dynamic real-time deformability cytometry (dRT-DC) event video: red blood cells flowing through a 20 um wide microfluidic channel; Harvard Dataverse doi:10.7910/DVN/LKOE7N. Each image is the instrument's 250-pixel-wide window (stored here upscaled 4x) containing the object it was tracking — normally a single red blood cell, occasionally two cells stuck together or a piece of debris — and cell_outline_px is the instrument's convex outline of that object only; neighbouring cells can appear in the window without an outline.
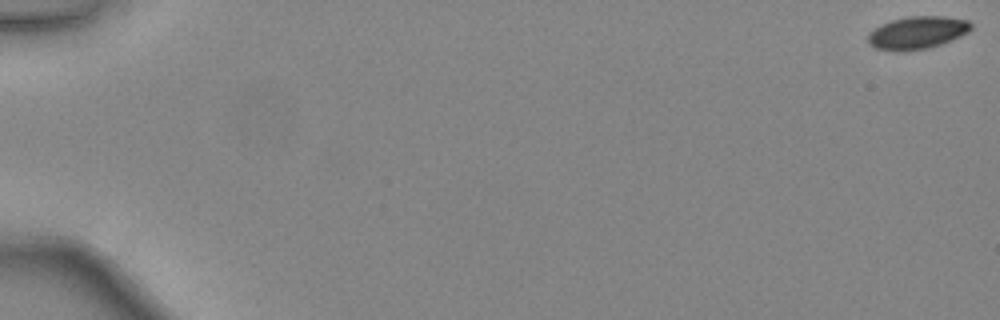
{"species": "common noctule bat (a hibernating species)", "species_latin": "Nyctalus noctula", "temperature_condition": "warm", "stored_images_in_passage": 48, "camera_frame_rate_fps": 3000, "um_per_image_px": 0.085, "animal": {"sex": "female", "body_mass_g": 24.6, "forearm_length_mm": 56.2}, "frame": {"image": 1, "passage_image": 1, "time_ms": 0.0, "image_size_px": [1000, 320], "cell_outline_px": [[972, 28], [968, 32], [960, 36], [940, 44], [928, 48], [900, 52], [896, 52], [876, 48], [868, 44], [868, 32], [880, 24], [892, 20], [908, 16], [944, 16], [968, 20], [972, 24]], "centroid_in_image_um": [77.93, 2.78], "position_along_channel_um": 7.1, "area_um2": 19.77}}
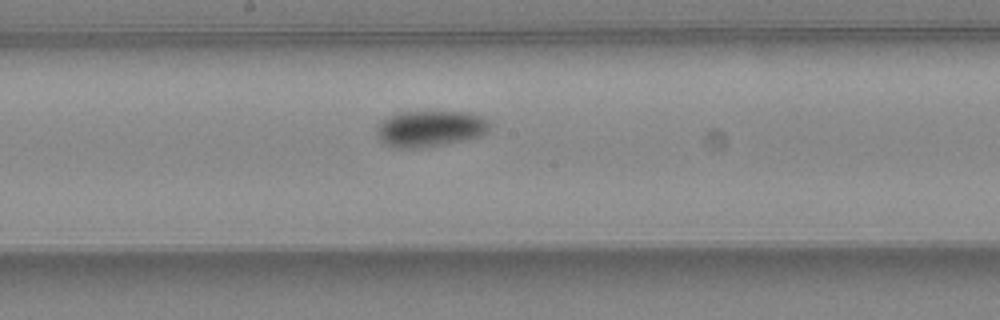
{"frame": {"image": 2, "passage_image": 28, "time_ms": 9.0, "image_size_px": [1000, 320], "cell_outline_px": [[488, 132], [480, 136], [464, 140], [444, 144], [420, 148], [396, 148], [384, 144], [376, 136], [376, 128], [384, 120], [400, 112], [468, 112], [480, 116], [488, 120]], "centroid_in_image_um": [36.55, 10.95], "position_along_channel_um": 211.7, "area_um2": 23.64}}
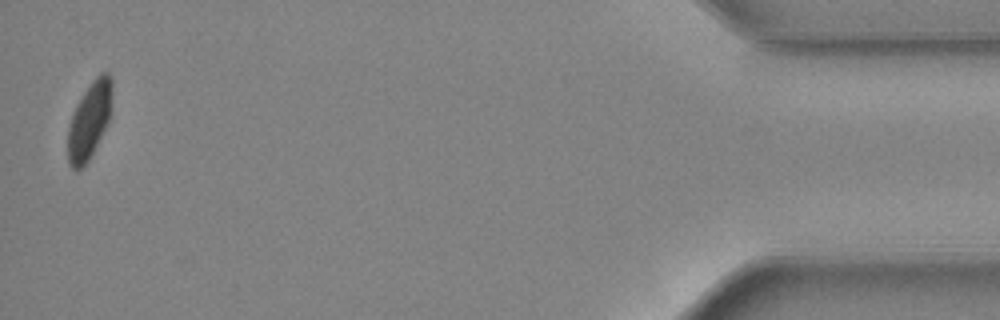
{"frame": {"image": 3, "passage_image": 48, "time_ms": 15.667, "image_size_px": [1000, 320], "cell_outline_px": [[112, 92], [108, 124], [88, 160], [80, 168], [72, 168], [68, 164], [68, 128], [72, 112], [76, 104], [92, 80], [100, 72], [108, 72], [112, 76]], "centroid_in_image_um": [7.6, 10.18], "position_along_channel_um": 427.6, "area_um2": 19.71}, "authors_computed_cell_mechanics": {"area_um2": 21.5883, "velocity_mm_per_s": 4.4427, "shape_relaxation_time_tau1_ms": 6.5043, "shape_relaxation_time_tau2_ms": 6.4363, "deformation_change_tau1": 0.1471, "deformation_change_tau2": 0.0499}}